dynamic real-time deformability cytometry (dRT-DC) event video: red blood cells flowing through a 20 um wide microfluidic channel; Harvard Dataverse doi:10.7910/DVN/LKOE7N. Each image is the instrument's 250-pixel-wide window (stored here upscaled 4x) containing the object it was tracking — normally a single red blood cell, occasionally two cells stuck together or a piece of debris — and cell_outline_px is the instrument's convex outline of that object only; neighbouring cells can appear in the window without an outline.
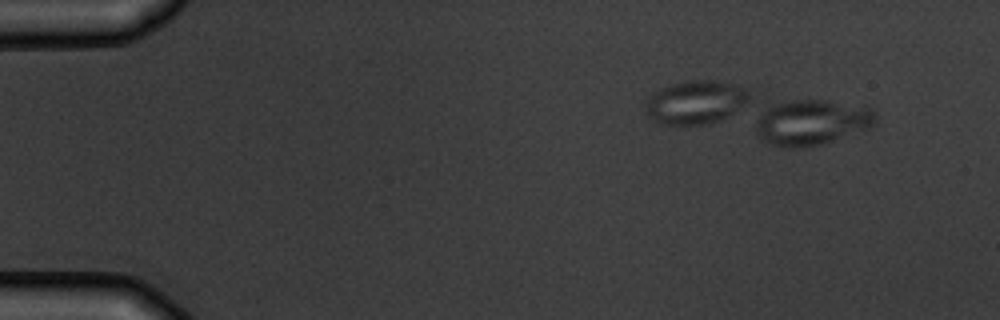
{"species": "common noctule bat (a hibernating species)", "species_latin": "Nyctalus noctula", "temperature_condition": "warm", "stored_images_in_passage": 6, "camera_frame_rate_fps": 3000, "um_per_image_px": 0.085, "animal": {"sex": "male", "body_mass_g": 19.5, "forearm_length_mm": 54.6}, "frame": {"image": 1, "passage_image": 2, "time_ms": 1.0, "image_size_px": [1000, 320], "cell_outline_px": [[876, 120], [872, 128], [820, 144], [796, 148], [784, 148], [772, 144], [764, 140], [756, 132], [756, 120], [760, 112], [764, 108], [772, 104], [792, 100], [828, 100], [872, 108], [876, 116]], "centroid_in_image_um": [68.99, 10.39], "position_along_channel_um": 16.0, "area_um2": 31.85}}